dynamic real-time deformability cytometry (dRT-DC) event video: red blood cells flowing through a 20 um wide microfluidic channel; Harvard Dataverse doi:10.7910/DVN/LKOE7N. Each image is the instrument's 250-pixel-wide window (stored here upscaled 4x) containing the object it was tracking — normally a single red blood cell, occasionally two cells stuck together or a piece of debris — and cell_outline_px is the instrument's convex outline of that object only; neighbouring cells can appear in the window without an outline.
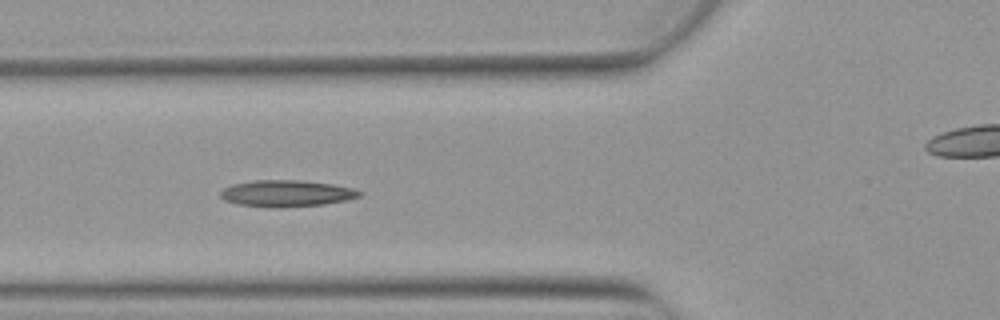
{"species": "Egyptian fruit bat (a non-hibernating species)", "species_latin": "Rousettus aegyptiacus", "temperature_condition": "warm", "stored_images_in_passage": 8, "camera_frame_rate_fps": 3000, "um_per_image_px": 0.085, "animal": {"sex": "female"}, "frame": {"image": 1, "passage_image": 4, "time_ms": 1.0, "image_size_px": [1000, 320], "cell_outline_px": [[364, 192], [360, 196], [348, 200], [324, 204], [280, 208], [236, 204], [224, 200], [220, 196], [220, 192], [224, 188], [232, 184], [252, 180], [304, 180], [332, 184], [352, 188]], "centroid_in_image_um": [24.36, 16.44], "position_along_channel_um": 101.4, "area_um2": 21.68}}
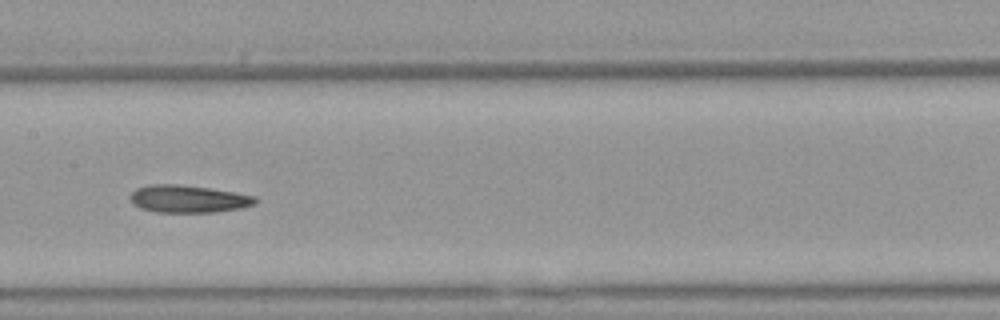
{"frame": {"image": 2, "passage_image": 6, "time_ms": 1.667, "image_size_px": [1000, 320], "cell_outline_px": [[260, 200], [256, 204], [240, 208], [216, 212], [156, 212], [140, 208], [132, 204], [128, 196], [136, 188], [148, 184], [176, 184], [208, 188], [256, 196]], "centroid_in_image_um": [15.98, 16.91], "position_along_channel_um": 191.4, "area_um2": 20.17}}
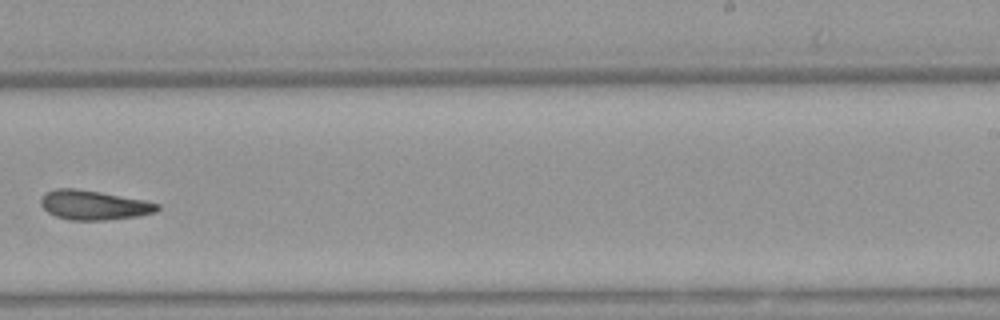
{"frame": {"image": 3, "passage_image": 8, "time_ms": 2.333, "image_size_px": [1000, 320], "cell_outline_px": [[160, 208], [156, 212], [140, 216], [108, 220], [68, 220], [56, 216], [48, 212], [40, 204], [40, 200], [44, 192], [56, 188], [76, 188], [100, 192], [144, 200], [160, 204]], "centroid_in_image_um": [7.97, 17.43], "position_along_channel_um": 281.0, "area_um2": 20.17}}